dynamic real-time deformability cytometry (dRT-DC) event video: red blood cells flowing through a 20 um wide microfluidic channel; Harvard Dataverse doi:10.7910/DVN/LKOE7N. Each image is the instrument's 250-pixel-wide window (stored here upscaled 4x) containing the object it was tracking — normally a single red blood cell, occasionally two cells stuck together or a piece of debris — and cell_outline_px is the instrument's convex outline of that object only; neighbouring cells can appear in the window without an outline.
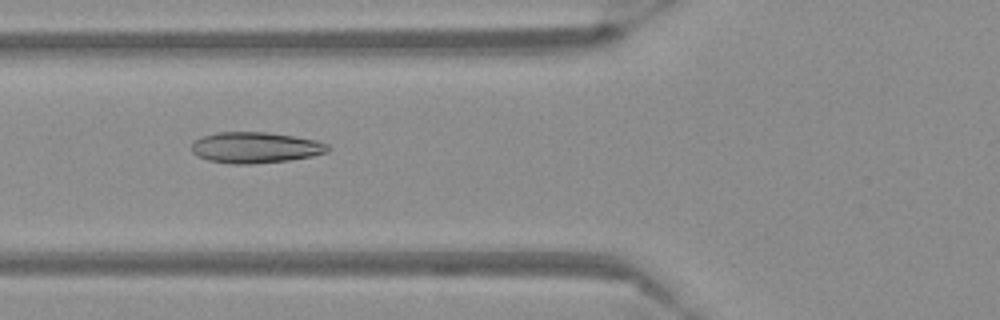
{"species": "Egyptian fruit bat (a non-hibernating species)", "species_latin": "Rousettus aegyptiacus", "temperature_condition": "warm", "stored_images_in_passage": 56, "camera_frame_rate_fps": 3000, "um_per_image_px": 0.085, "frame": {"image": 1, "passage_image": 22, "time_ms": 7.0, "image_size_px": [1000, 320], "cell_outline_px": [[328, 152], [312, 156], [288, 160], [252, 164], [232, 164], [208, 160], [196, 156], [192, 152], [192, 144], [196, 140], [204, 136], [216, 132], [268, 132], [316, 140], [328, 144]], "centroid_in_image_um": [21.69, 12.54], "position_along_channel_um": 104.1, "area_um2": 24.51}}
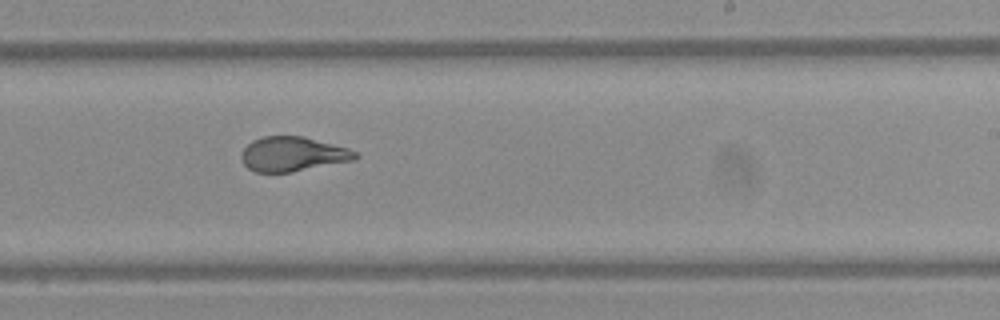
{"frame": {"image": 2, "passage_image": 35, "time_ms": 11.333, "image_size_px": [1000, 320], "cell_outline_px": [[360, 156], [356, 160], [292, 172], [256, 172], [248, 168], [244, 164], [240, 156], [240, 152], [252, 140], [264, 136], [304, 136], [348, 148], [356, 152]], "centroid_in_image_um": [24.89, 13.1], "position_along_channel_um": 264.1, "area_um2": 23.12}}
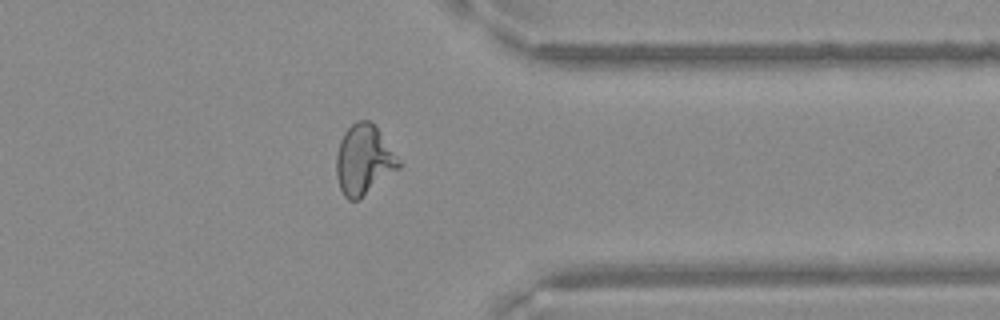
{"frame": {"image": 3, "passage_image": 45, "time_ms": 14.667, "image_size_px": [1000, 320], "cell_outline_px": [[404, 164], [400, 168], [360, 200], [348, 200], [344, 196], [340, 188], [336, 176], [336, 156], [340, 140], [344, 132], [356, 120], [368, 120], [376, 128]], "centroid_in_image_um": [30.93, 13.63], "position_along_channel_um": 380.5, "area_um2": 25.61}}